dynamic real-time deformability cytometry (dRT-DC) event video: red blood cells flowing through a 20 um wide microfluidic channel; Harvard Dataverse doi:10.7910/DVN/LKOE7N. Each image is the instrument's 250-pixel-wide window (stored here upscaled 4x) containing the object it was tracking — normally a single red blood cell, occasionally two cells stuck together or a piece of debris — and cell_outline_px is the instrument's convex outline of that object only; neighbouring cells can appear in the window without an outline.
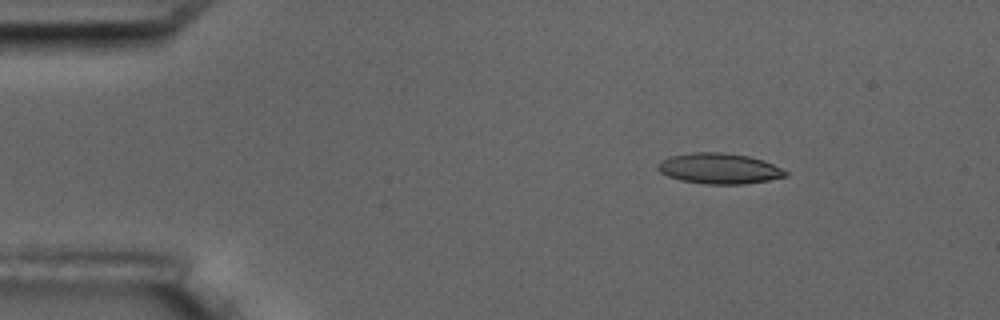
{"species": "common noctule bat (a hibernating species)", "species_latin": "Nyctalus noctula", "temperature_condition": "room temperature", "stored_images_in_passage": 5, "camera_frame_rate_fps": 3000, "um_per_image_px": 0.085, "animal": {"sex": "male", "body_mass_g": 17.5, "forearm_length_mm": 52.3}, "frame": {"image": 1, "passage_image": 1, "time_ms": 0.0, "image_size_px": [1000, 320], "cell_outline_px": [[788, 176], [768, 180], [744, 184], [708, 184], [680, 180], [668, 176], [660, 172], [656, 168], [656, 164], [660, 160], [668, 156], [692, 152], [724, 152], [748, 156], [764, 160], [788, 172]], "centroid_in_image_um": [61.09, 14.31], "position_along_channel_um": 23.9, "area_um2": 22.95}}
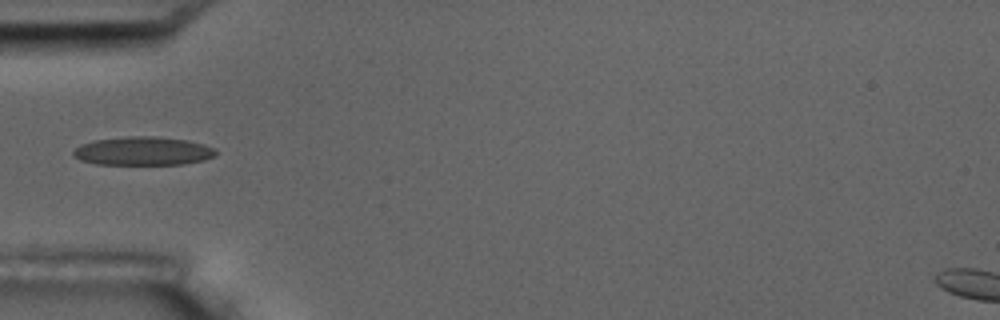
{"frame": {"image": 2, "passage_image": 3, "time_ms": 3.333, "image_size_px": [1000, 320], "cell_outline_px": [[216, 156], [204, 160], [184, 164], [96, 164], [80, 160], [72, 152], [80, 144], [96, 140], [128, 136], [160, 136], [188, 140], [204, 144], [216, 148]], "centroid_in_image_um": [12.21, 12.83], "position_along_channel_um": 72.8, "area_um2": 23.81}}